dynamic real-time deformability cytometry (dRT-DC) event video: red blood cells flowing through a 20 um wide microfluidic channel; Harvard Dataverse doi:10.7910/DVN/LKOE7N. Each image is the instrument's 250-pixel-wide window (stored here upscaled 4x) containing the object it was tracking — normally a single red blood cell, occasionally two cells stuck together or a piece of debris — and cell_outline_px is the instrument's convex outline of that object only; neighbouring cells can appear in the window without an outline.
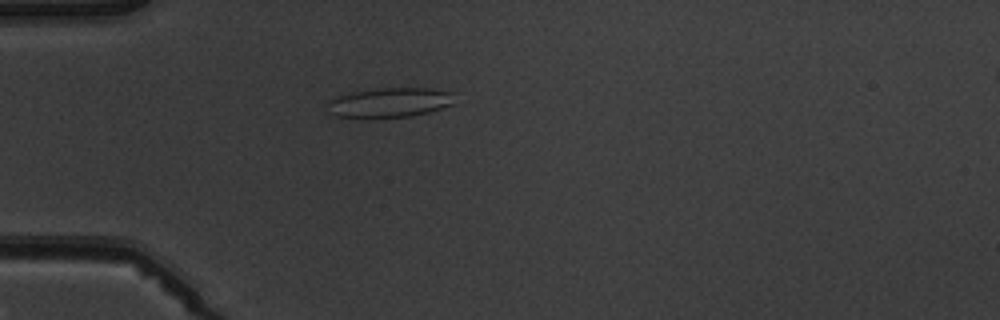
{"species": "common noctule bat (a hibernating species)", "species_latin": "Nyctalus noctula", "temperature_condition": "warm", "stored_images_in_passage": 2, "camera_frame_rate_fps": 3000, "um_per_image_px": 0.085, "animal": {"sex": "male", "body_mass_g": 19.5, "forearm_length_mm": 54.6}, "frame": {"image": 1, "passage_image": 2, "time_ms": 1.333, "image_size_px": [1000, 320], "cell_outline_px": [[456, 92], [452, 104], [428, 112], [412, 116], [336, 116], [328, 112], [328, 100], [340, 96], [356, 92], [380, 88], [432, 88]], "centroid_in_image_um": [33.2, 8.69], "position_along_channel_um": 51.8, "area_um2": 21.39}}